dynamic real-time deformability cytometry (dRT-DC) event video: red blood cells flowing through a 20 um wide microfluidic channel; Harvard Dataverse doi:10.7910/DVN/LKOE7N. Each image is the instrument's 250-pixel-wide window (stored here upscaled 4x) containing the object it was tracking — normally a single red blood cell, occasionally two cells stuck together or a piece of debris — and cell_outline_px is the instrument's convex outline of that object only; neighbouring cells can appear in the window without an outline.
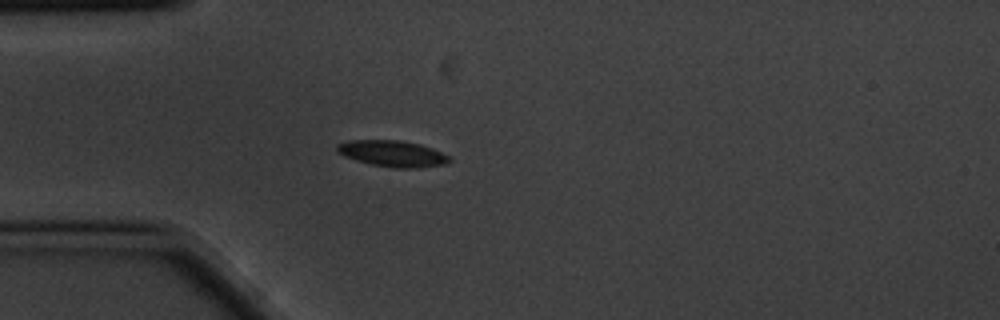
{"species": "common noctule bat (a hibernating species)", "species_latin": "Nyctalus noctula", "temperature_condition": "cold", "stored_images_in_passage": 5, "camera_frame_rate_fps": 3000, "um_per_image_px": 0.085, "animal": {"sex": "male", "body_mass_g": 20.1, "forearm_length_mm": 53.5}, "frame": {"image": 1, "passage_image": 4, "time_ms": 1.0, "image_size_px": [1000, 320], "cell_outline_px": [[452, 160], [444, 164], [416, 168], [396, 168], [372, 164], [356, 160], [344, 156], [336, 152], [336, 144], [348, 140], [396, 140], [420, 144], [432, 148], [448, 156]], "centroid_in_image_um": [33.32, 13.05], "position_along_channel_um": 51.7, "area_um2": 17.05}}